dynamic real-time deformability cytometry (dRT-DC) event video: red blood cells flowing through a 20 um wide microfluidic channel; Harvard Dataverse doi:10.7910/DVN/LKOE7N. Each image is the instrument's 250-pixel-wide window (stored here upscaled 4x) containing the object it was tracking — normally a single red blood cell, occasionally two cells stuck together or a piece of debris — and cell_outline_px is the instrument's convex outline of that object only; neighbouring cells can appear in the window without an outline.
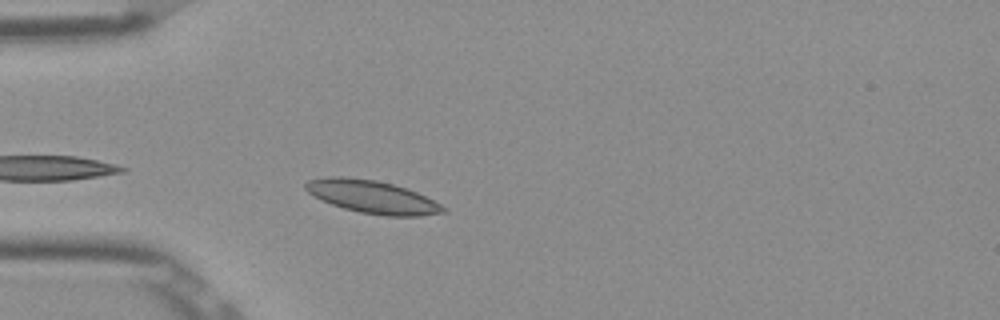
{"species": "Egyptian fruit bat (a non-hibernating species)", "species_latin": "Rousettus aegyptiacus", "temperature_condition": "room temperature", "stored_images_in_passage": 13, "camera_frame_rate_fps": 3000, "um_per_image_px": 0.085, "frame": {"image": 1, "passage_image": 3, "time_ms": 0.667, "image_size_px": [1000, 320], "cell_outline_px": [[448, 208], [444, 212], [420, 216], [388, 216], [360, 212], [344, 208], [320, 200], [308, 192], [304, 188], [304, 184], [308, 180], [328, 176], [344, 176], [376, 180], [392, 184], [416, 192]], "centroid_in_image_um": [31.6, 16.72], "position_along_channel_um": 53.4, "area_um2": 26.18}}
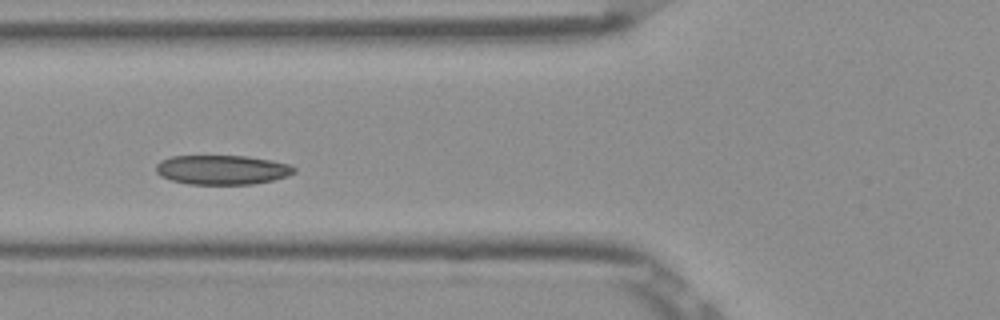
{"frame": {"image": 2, "passage_image": 8, "time_ms": 2.333, "image_size_px": [1000, 320], "cell_outline_px": [[296, 172], [288, 176], [272, 180], [252, 184], [188, 184], [172, 180], [160, 176], [156, 172], [156, 164], [160, 160], [172, 156], [248, 156], [272, 160], [288, 164], [296, 168]], "centroid_in_image_um": [18.88, 14.43], "position_along_channel_um": 106.9, "area_um2": 23.76}}
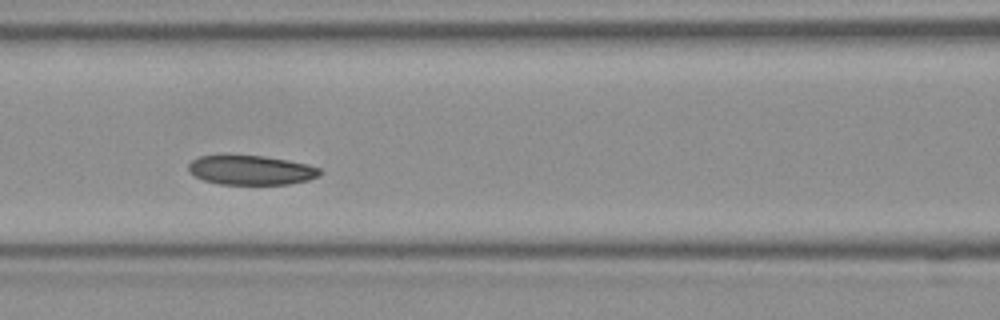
{"frame": {"image": 3, "passage_image": 11, "time_ms": 3.333, "image_size_px": [1000, 320], "cell_outline_px": [[320, 176], [308, 180], [288, 184], [220, 184], [204, 180], [188, 172], [188, 164], [192, 160], [200, 156], [224, 152], [264, 156], [288, 160], [308, 164], [320, 168]], "centroid_in_image_um": [21.28, 14.41], "position_along_channel_um": 145.3, "area_um2": 23.29}}